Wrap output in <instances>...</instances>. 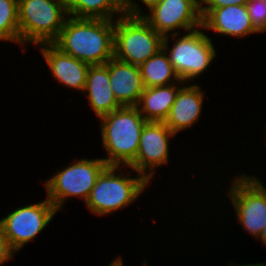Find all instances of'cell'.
<instances>
[{"label": "cell", "mask_w": 266, "mask_h": 266, "mask_svg": "<svg viewBox=\"0 0 266 266\" xmlns=\"http://www.w3.org/2000/svg\"><path fill=\"white\" fill-rule=\"evenodd\" d=\"M52 44L89 65L106 64L114 57V20L69 16Z\"/></svg>", "instance_id": "6da1fadb"}, {"label": "cell", "mask_w": 266, "mask_h": 266, "mask_svg": "<svg viewBox=\"0 0 266 266\" xmlns=\"http://www.w3.org/2000/svg\"><path fill=\"white\" fill-rule=\"evenodd\" d=\"M102 147L108 166H129L138 154L145 118L136 106H122L99 118Z\"/></svg>", "instance_id": "7a4b0ae2"}, {"label": "cell", "mask_w": 266, "mask_h": 266, "mask_svg": "<svg viewBox=\"0 0 266 266\" xmlns=\"http://www.w3.org/2000/svg\"><path fill=\"white\" fill-rule=\"evenodd\" d=\"M126 169L122 172L123 169ZM107 166L99 175L85 202L86 208L93 215L103 217L113 215L120 209L128 208L146 192L150 183L129 166ZM130 169V170H129ZM126 174H125V173Z\"/></svg>", "instance_id": "3957f363"}, {"label": "cell", "mask_w": 266, "mask_h": 266, "mask_svg": "<svg viewBox=\"0 0 266 266\" xmlns=\"http://www.w3.org/2000/svg\"><path fill=\"white\" fill-rule=\"evenodd\" d=\"M69 17L64 0H18L19 47L52 44Z\"/></svg>", "instance_id": "277c9868"}, {"label": "cell", "mask_w": 266, "mask_h": 266, "mask_svg": "<svg viewBox=\"0 0 266 266\" xmlns=\"http://www.w3.org/2000/svg\"><path fill=\"white\" fill-rule=\"evenodd\" d=\"M181 35L165 36L162 48L180 80L192 83L204 76L218 53L214 41L202 26ZM170 40L174 42L172 46Z\"/></svg>", "instance_id": "5b68a950"}, {"label": "cell", "mask_w": 266, "mask_h": 266, "mask_svg": "<svg viewBox=\"0 0 266 266\" xmlns=\"http://www.w3.org/2000/svg\"><path fill=\"white\" fill-rule=\"evenodd\" d=\"M64 168H57L54 175L44 180L47 199L59 211L66 201L80 198L85 203L93 189L97 178L108 166L102 158H82L72 161Z\"/></svg>", "instance_id": "8992f818"}, {"label": "cell", "mask_w": 266, "mask_h": 266, "mask_svg": "<svg viewBox=\"0 0 266 266\" xmlns=\"http://www.w3.org/2000/svg\"><path fill=\"white\" fill-rule=\"evenodd\" d=\"M163 38L142 16L125 13L114 20V57L140 66L162 49Z\"/></svg>", "instance_id": "52a82bcc"}, {"label": "cell", "mask_w": 266, "mask_h": 266, "mask_svg": "<svg viewBox=\"0 0 266 266\" xmlns=\"http://www.w3.org/2000/svg\"><path fill=\"white\" fill-rule=\"evenodd\" d=\"M240 173L230 179L226 195L242 230L257 239L266 225V185L259 176Z\"/></svg>", "instance_id": "ba28073f"}, {"label": "cell", "mask_w": 266, "mask_h": 266, "mask_svg": "<svg viewBox=\"0 0 266 266\" xmlns=\"http://www.w3.org/2000/svg\"><path fill=\"white\" fill-rule=\"evenodd\" d=\"M59 213L47 199L15 208L0 219V230L10 248L18 254L21 249L41 234Z\"/></svg>", "instance_id": "9c48e42d"}, {"label": "cell", "mask_w": 266, "mask_h": 266, "mask_svg": "<svg viewBox=\"0 0 266 266\" xmlns=\"http://www.w3.org/2000/svg\"><path fill=\"white\" fill-rule=\"evenodd\" d=\"M147 12L142 17L163 37L202 26L200 0H161Z\"/></svg>", "instance_id": "30bf717a"}, {"label": "cell", "mask_w": 266, "mask_h": 266, "mask_svg": "<svg viewBox=\"0 0 266 266\" xmlns=\"http://www.w3.org/2000/svg\"><path fill=\"white\" fill-rule=\"evenodd\" d=\"M172 138L176 135L164 122L147 121L140 136L138 154L129 167L152 185L156 168L169 164Z\"/></svg>", "instance_id": "8fae6325"}, {"label": "cell", "mask_w": 266, "mask_h": 266, "mask_svg": "<svg viewBox=\"0 0 266 266\" xmlns=\"http://www.w3.org/2000/svg\"><path fill=\"white\" fill-rule=\"evenodd\" d=\"M204 30L243 39L259 34L251 24L246 4L229 5L221 8H200Z\"/></svg>", "instance_id": "7c38bea8"}, {"label": "cell", "mask_w": 266, "mask_h": 266, "mask_svg": "<svg viewBox=\"0 0 266 266\" xmlns=\"http://www.w3.org/2000/svg\"><path fill=\"white\" fill-rule=\"evenodd\" d=\"M36 47L40 49L53 79L63 88L77 92L80 90L79 93L83 94L90 65L63 53L53 44H40Z\"/></svg>", "instance_id": "4fadbf2b"}, {"label": "cell", "mask_w": 266, "mask_h": 266, "mask_svg": "<svg viewBox=\"0 0 266 266\" xmlns=\"http://www.w3.org/2000/svg\"><path fill=\"white\" fill-rule=\"evenodd\" d=\"M205 91L197 84L185 82L176 94L164 124L177 136L188 131L201 119ZM200 117V118H199Z\"/></svg>", "instance_id": "5bb4252c"}, {"label": "cell", "mask_w": 266, "mask_h": 266, "mask_svg": "<svg viewBox=\"0 0 266 266\" xmlns=\"http://www.w3.org/2000/svg\"><path fill=\"white\" fill-rule=\"evenodd\" d=\"M109 81L121 106H137L144 91L139 66L113 57L109 60Z\"/></svg>", "instance_id": "9a60e30c"}, {"label": "cell", "mask_w": 266, "mask_h": 266, "mask_svg": "<svg viewBox=\"0 0 266 266\" xmlns=\"http://www.w3.org/2000/svg\"><path fill=\"white\" fill-rule=\"evenodd\" d=\"M83 93L88 98L90 110L98 119L122 107L110 86L109 61L106 64L90 65Z\"/></svg>", "instance_id": "2e32d148"}, {"label": "cell", "mask_w": 266, "mask_h": 266, "mask_svg": "<svg viewBox=\"0 0 266 266\" xmlns=\"http://www.w3.org/2000/svg\"><path fill=\"white\" fill-rule=\"evenodd\" d=\"M179 81L166 86L144 88L138 105L140 114L146 121L164 122L174 103L177 92L184 84Z\"/></svg>", "instance_id": "e0dca14e"}, {"label": "cell", "mask_w": 266, "mask_h": 266, "mask_svg": "<svg viewBox=\"0 0 266 266\" xmlns=\"http://www.w3.org/2000/svg\"><path fill=\"white\" fill-rule=\"evenodd\" d=\"M66 4L74 18L115 20L126 13L119 0H66Z\"/></svg>", "instance_id": "ac0fdd59"}, {"label": "cell", "mask_w": 266, "mask_h": 266, "mask_svg": "<svg viewBox=\"0 0 266 266\" xmlns=\"http://www.w3.org/2000/svg\"><path fill=\"white\" fill-rule=\"evenodd\" d=\"M144 88L166 86L180 81L164 49L139 66Z\"/></svg>", "instance_id": "d6986e66"}, {"label": "cell", "mask_w": 266, "mask_h": 266, "mask_svg": "<svg viewBox=\"0 0 266 266\" xmlns=\"http://www.w3.org/2000/svg\"><path fill=\"white\" fill-rule=\"evenodd\" d=\"M0 42L19 45L18 0H0Z\"/></svg>", "instance_id": "ffe728a7"}, {"label": "cell", "mask_w": 266, "mask_h": 266, "mask_svg": "<svg viewBox=\"0 0 266 266\" xmlns=\"http://www.w3.org/2000/svg\"><path fill=\"white\" fill-rule=\"evenodd\" d=\"M246 7L254 29L260 34L266 32V1L248 0Z\"/></svg>", "instance_id": "44dd1931"}, {"label": "cell", "mask_w": 266, "mask_h": 266, "mask_svg": "<svg viewBox=\"0 0 266 266\" xmlns=\"http://www.w3.org/2000/svg\"><path fill=\"white\" fill-rule=\"evenodd\" d=\"M248 0H200V8H221L229 5H244Z\"/></svg>", "instance_id": "7402d4cb"}, {"label": "cell", "mask_w": 266, "mask_h": 266, "mask_svg": "<svg viewBox=\"0 0 266 266\" xmlns=\"http://www.w3.org/2000/svg\"><path fill=\"white\" fill-rule=\"evenodd\" d=\"M16 253L10 248L8 241L0 230V266L13 259Z\"/></svg>", "instance_id": "603a6c76"}, {"label": "cell", "mask_w": 266, "mask_h": 266, "mask_svg": "<svg viewBox=\"0 0 266 266\" xmlns=\"http://www.w3.org/2000/svg\"><path fill=\"white\" fill-rule=\"evenodd\" d=\"M119 2L125 7L126 14L131 16L144 15L145 9H142V5L139 6V2L137 3L134 0H119Z\"/></svg>", "instance_id": "cb8c5ba5"}, {"label": "cell", "mask_w": 266, "mask_h": 266, "mask_svg": "<svg viewBox=\"0 0 266 266\" xmlns=\"http://www.w3.org/2000/svg\"><path fill=\"white\" fill-rule=\"evenodd\" d=\"M114 258H113V260H111V263H109L107 266H124L123 257L116 256ZM147 260L148 259H145L144 260L145 262H143V265L142 266H148V261Z\"/></svg>", "instance_id": "d4e9b609"}, {"label": "cell", "mask_w": 266, "mask_h": 266, "mask_svg": "<svg viewBox=\"0 0 266 266\" xmlns=\"http://www.w3.org/2000/svg\"><path fill=\"white\" fill-rule=\"evenodd\" d=\"M161 0H139V2L144 5L147 9L146 11L150 10L154 5L158 4Z\"/></svg>", "instance_id": "484cf974"}, {"label": "cell", "mask_w": 266, "mask_h": 266, "mask_svg": "<svg viewBox=\"0 0 266 266\" xmlns=\"http://www.w3.org/2000/svg\"><path fill=\"white\" fill-rule=\"evenodd\" d=\"M228 266H266V261L265 262H257V263H253L252 262V264H243V265H241V264H237L236 262L234 263V261H233V263L231 264L230 262H229V264H228Z\"/></svg>", "instance_id": "4316f807"}, {"label": "cell", "mask_w": 266, "mask_h": 266, "mask_svg": "<svg viewBox=\"0 0 266 266\" xmlns=\"http://www.w3.org/2000/svg\"><path fill=\"white\" fill-rule=\"evenodd\" d=\"M261 241L262 244H264V247H266V225L264 226V229L261 231L259 237L257 240Z\"/></svg>", "instance_id": "83f0119b"}]
</instances>
